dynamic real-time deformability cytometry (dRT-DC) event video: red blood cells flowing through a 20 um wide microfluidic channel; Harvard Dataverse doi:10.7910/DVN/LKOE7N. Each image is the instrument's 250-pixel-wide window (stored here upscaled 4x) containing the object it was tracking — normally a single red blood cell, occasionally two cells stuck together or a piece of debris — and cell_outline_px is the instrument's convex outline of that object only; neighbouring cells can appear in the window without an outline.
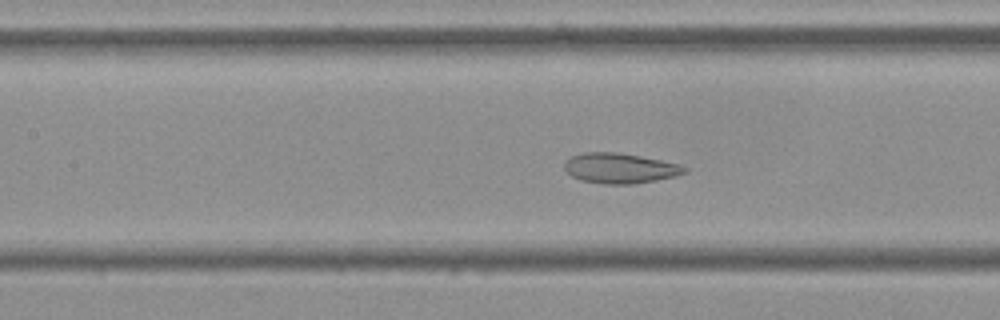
{"species": "Egyptian fruit bat (a non-hibernating species)", "species_latin": "Rousettus aegyptiacus", "temperature_condition": "cold", "stored_images_in_passage": 57, "camera_frame_rate_fps": 3000, "um_per_image_px": 0.085, "frame": {"image": 1, "passage_image": 25, "time_ms": 8.0, "image_size_px": [1000, 320], "cell_outline_px": [[688, 172], [676, 176], [656, 180], [632, 184], [604, 184], [580, 180], [572, 176], [564, 168], [564, 160], [572, 156], [584, 152], [616, 152], [640, 156], [660, 160], [676, 164], [688, 168]], "centroid_in_image_um": [52.67, 14.3], "position_along_channel_um": 154.7, "area_um2": 21.1}}
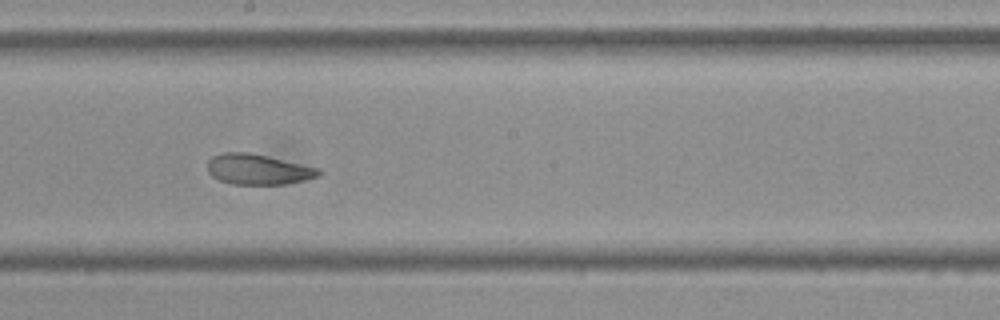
{"frame": {"image": 2, "passage_image": 31, "time_ms": 10.0, "image_size_px": [1000, 320], "cell_outline_px": [[324, 172], [320, 176], [304, 180], [284, 184], [232, 184], [220, 180], [212, 176], [208, 172], [208, 160], [212, 156], [224, 152], [248, 152], [320, 168]], "centroid_in_image_um": [21.95, 14.39], "position_along_channel_um": 226.2, "area_um2": 19.71}}
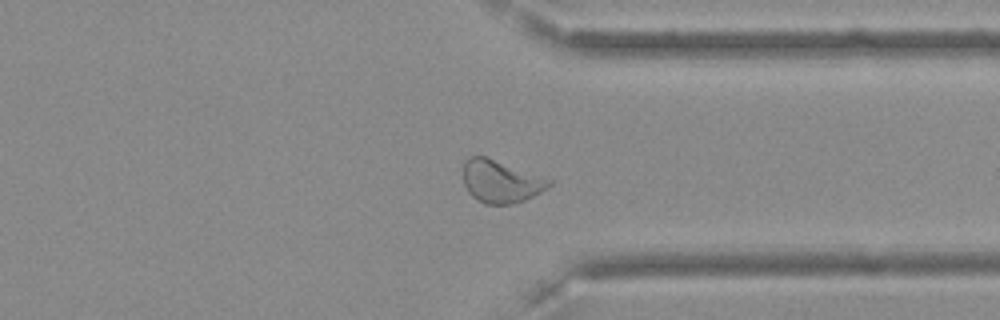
{"frame": {"image": 3, "passage_image": 43, "time_ms": 14.0, "image_size_px": [1000, 320], "cell_outline_px": [[552, 184], [540, 192], [524, 200], [512, 204], [484, 204], [476, 200], [468, 192], [464, 184], [464, 164], [468, 156], [488, 156], [552, 180]], "centroid_in_image_um": [42.54, 15.41], "position_along_channel_um": 368.9, "area_um2": 21.33}, "authors_computed_cell_mechanics": {"area_um2": 23.1778, "velocity_mm_per_s": 3.5902, "shape_relaxation_time_tau1_ms": null, "shape_relaxation_time_tau2_ms": 1.9289, "deformation_change_tau1": null, "deformation_change_tau2": 0.0746}}